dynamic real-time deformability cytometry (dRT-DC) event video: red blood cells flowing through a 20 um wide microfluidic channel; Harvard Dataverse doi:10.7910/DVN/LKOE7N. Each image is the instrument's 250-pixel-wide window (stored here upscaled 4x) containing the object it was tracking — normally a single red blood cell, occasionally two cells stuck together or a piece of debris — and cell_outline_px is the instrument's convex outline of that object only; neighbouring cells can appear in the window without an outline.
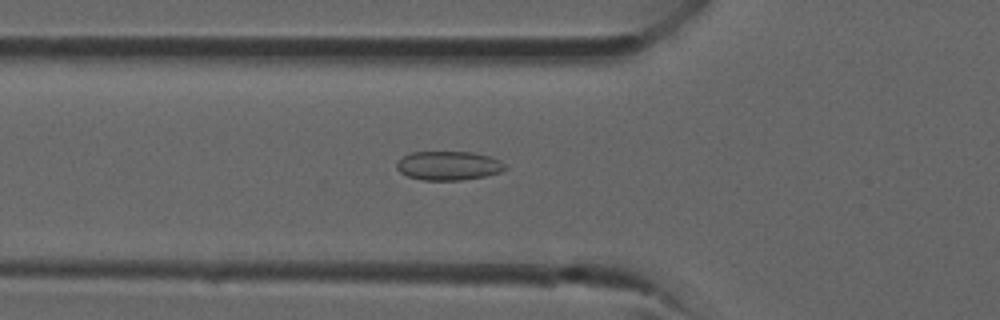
{"species": "common noctule bat (a hibernating species)", "species_latin": "Nyctalus noctula", "temperature_condition": "room temperature", "stored_images_in_passage": 32, "camera_frame_rate_fps": 3000, "um_per_image_px": 0.085, "animal": {"sex": "male", "forearm_length_mm": 52.5}, "frame": {"image": 1, "passage_image": 12, "time_ms": 3.667, "image_size_px": [1000, 320], "cell_outline_px": [[508, 168], [500, 172], [484, 176], [460, 180], [420, 180], [408, 176], [400, 172], [396, 168], [396, 164], [404, 156], [412, 152], [472, 152], [492, 156], [500, 160]], "centroid_in_image_um": [38.14, 14.08], "position_along_channel_um": 87.7, "area_um2": 18.32}}
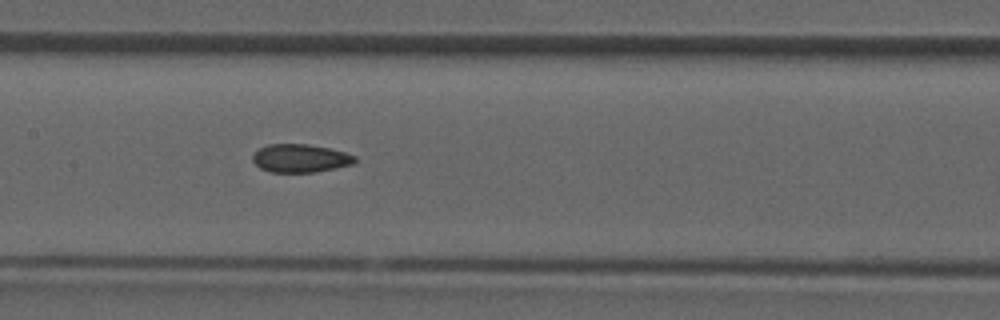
{"frame": {"image": 2, "passage_image": 17, "time_ms": 5.333, "image_size_px": [1000, 320], "cell_outline_px": [[356, 160], [352, 164], [336, 168], [312, 172], [272, 172], [260, 168], [252, 160], [252, 156], [260, 148], [268, 144], [308, 144], [328, 148], [344, 152], [356, 156]], "centroid_in_image_um": [25.52, 13.45], "position_along_channel_um": 181.9, "area_um2": 16.65}}
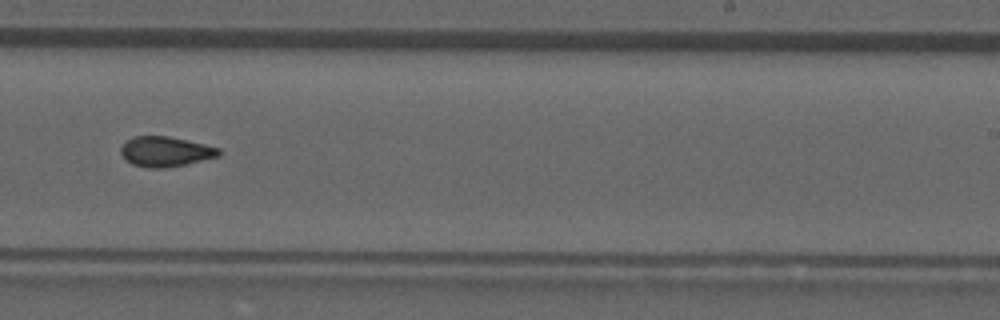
{"frame": {"image": 3, "passage_image": 22, "time_ms": 7.0, "image_size_px": [1000, 320], "cell_outline_px": [[220, 156], [184, 164], [164, 168], [148, 168], [132, 164], [120, 152], [120, 148], [132, 136], [168, 136], [188, 140], [220, 148]], "centroid_in_image_um": [14.07, 12.88], "position_along_channel_um": 274.9, "area_um2": 16.99}}